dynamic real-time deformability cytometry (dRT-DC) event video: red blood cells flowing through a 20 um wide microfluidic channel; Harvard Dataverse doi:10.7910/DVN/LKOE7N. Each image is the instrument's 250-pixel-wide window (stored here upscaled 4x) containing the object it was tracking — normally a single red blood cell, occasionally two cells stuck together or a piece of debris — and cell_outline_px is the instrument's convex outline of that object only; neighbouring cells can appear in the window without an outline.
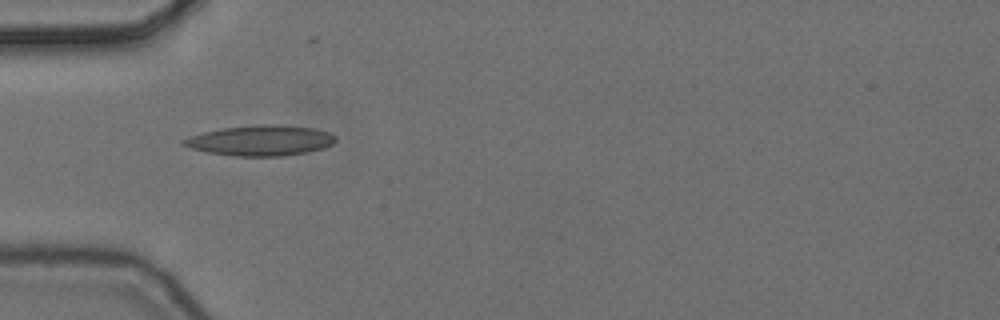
{"species": "common noctule bat (a hibernating species)", "species_latin": "Nyctalus noctula", "temperature_condition": "cold", "stored_images_in_passage": 6, "camera_frame_rate_fps": 3000, "um_per_image_px": 0.085, "animal": {"sex": "female", "body_mass_g": 24.6, "forearm_length_mm": 56.2}, "frame": {"image": 1, "passage_image": 5, "time_ms": 1.333, "image_size_px": [1000, 320], "cell_outline_px": [[336, 140], [332, 144], [324, 148], [308, 152], [284, 156], [236, 156], [208, 152], [192, 148], [180, 144], [180, 140], [204, 132], [224, 128], [256, 124], [280, 124], [316, 128], [332, 132], [336, 136]], "centroid_in_image_um": [22.21, 11.93], "position_along_channel_um": 62.8, "area_um2": 27.17}}
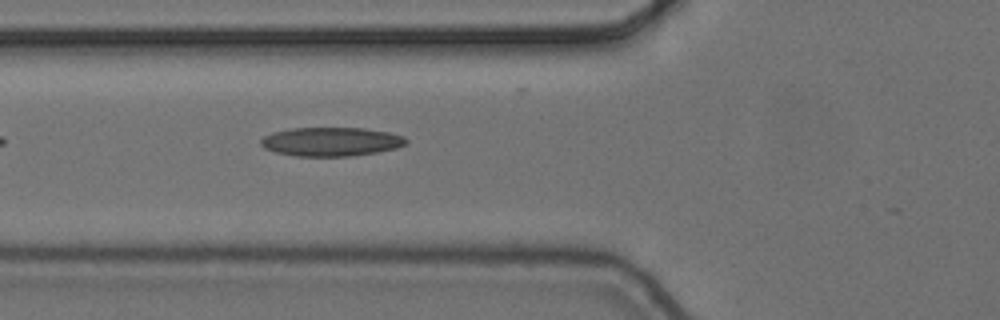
{"frame": {"image": 2, "passage_image": 6, "time_ms": 1.667, "image_size_px": [1000, 320], "cell_outline_px": [[408, 144], [396, 148], [376, 152], [352, 156], [296, 156], [276, 152], [264, 148], [260, 144], [260, 140], [264, 136], [272, 132], [292, 128], [364, 128], [388, 132], [404, 136], [408, 140]], "centroid_in_image_um": [28.15, 12.04], "position_along_channel_um": 97.6, "area_um2": 24.51}}